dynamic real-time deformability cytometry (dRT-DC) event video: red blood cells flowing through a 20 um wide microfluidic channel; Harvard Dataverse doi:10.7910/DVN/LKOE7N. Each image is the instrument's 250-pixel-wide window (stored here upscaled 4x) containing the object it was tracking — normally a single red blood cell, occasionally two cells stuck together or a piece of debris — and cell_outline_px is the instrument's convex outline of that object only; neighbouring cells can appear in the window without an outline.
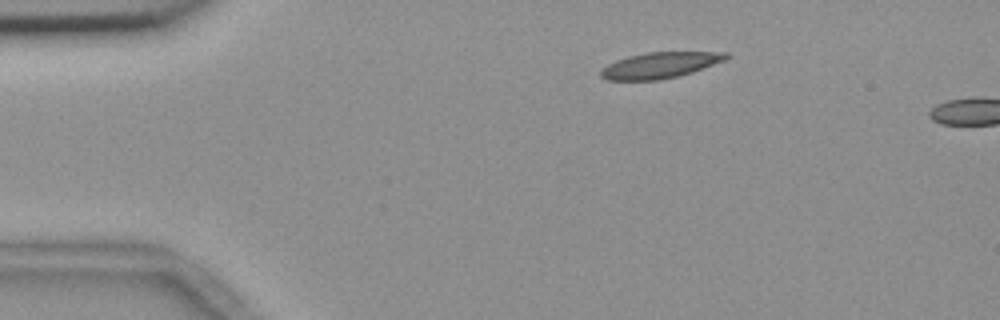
{"species": "common noctule bat (a hibernating species)", "species_latin": "Nyctalus noctula", "temperature_condition": "room temperature", "stored_images_in_passage": 2, "camera_frame_rate_fps": 3000, "um_per_image_px": 0.085, "animal": {"sex": "female", "body_mass_g": 18.4}, "frame": {"image": 1, "passage_image": 1, "time_ms": 0.0, "image_size_px": [1000, 320], "cell_outline_px": [[732, 56], [724, 60], [692, 72], [660, 80], [608, 80], [600, 76], [600, 72], [608, 64], [616, 60], [628, 56], [644, 52], [728, 52]], "centroid_in_image_um": [56.1, 5.53], "position_along_channel_um": 28.9, "area_um2": 18.84}}